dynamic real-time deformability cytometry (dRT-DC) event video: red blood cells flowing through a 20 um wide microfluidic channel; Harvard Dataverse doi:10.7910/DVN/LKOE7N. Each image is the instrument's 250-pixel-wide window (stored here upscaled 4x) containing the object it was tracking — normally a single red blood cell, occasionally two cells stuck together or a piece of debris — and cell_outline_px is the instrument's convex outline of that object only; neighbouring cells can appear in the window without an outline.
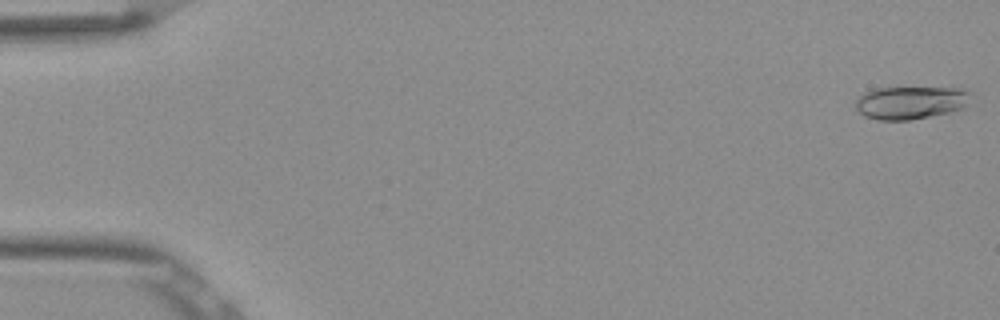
{"species": "Egyptian fruit bat (a non-hibernating species)", "species_latin": "Rousettus aegyptiacus", "temperature_condition": "room temperature", "stored_images_in_passage": 53, "camera_frame_rate_fps": 3000, "um_per_image_px": 0.085, "frame": {"image": 1, "passage_image": 1, "time_ms": 0.0, "image_size_px": [1000, 320], "cell_outline_px": [[972, 92], [964, 108], [948, 112], [908, 120], [876, 120], [864, 116], [856, 108], [856, 100], [864, 92], [876, 88], [956, 88]], "centroid_in_image_um": [77.37, 8.72], "position_along_channel_um": 7.6, "area_um2": 21.85}}
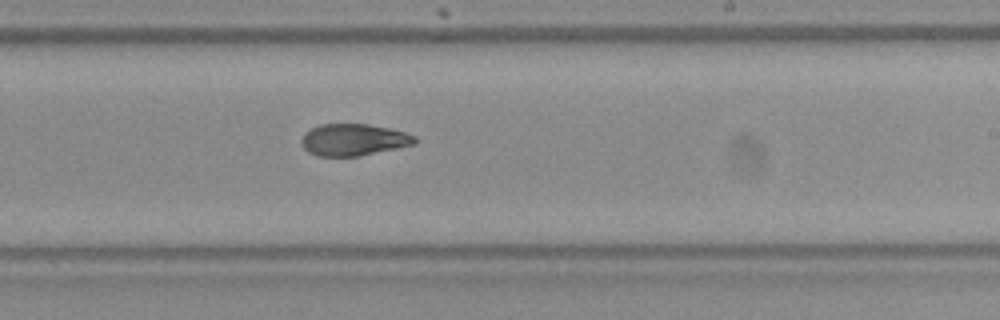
{"frame": {"image": 2, "passage_image": 32, "time_ms": 10.333, "image_size_px": [1000, 320], "cell_outline_px": [[416, 144], [360, 156], [316, 156], [308, 152], [300, 144], [300, 140], [304, 132], [320, 124], [368, 124], [388, 128], [404, 132], [416, 136]], "centroid_in_image_um": [30.02, 11.88], "position_along_channel_um": 259.0, "area_um2": 21.15}}
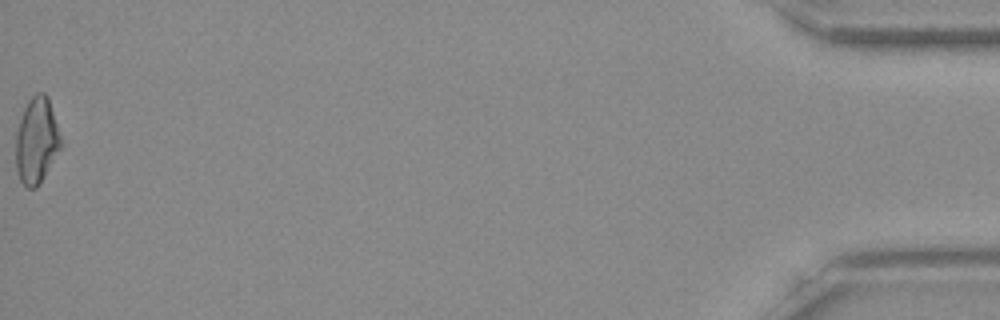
{"frame": {"image": 3, "passage_image": 53, "time_ms": 17.333, "image_size_px": [1000, 320], "cell_outline_px": [[64, 144], [44, 176], [36, 188], [28, 188], [20, 180], [16, 172], [16, 132], [24, 108], [28, 100], [36, 92], [44, 92], [48, 96]], "centroid_in_image_um": [3.13, 11.93], "position_along_channel_um": 432.1, "area_um2": 22.83}, "authors_computed_cell_mechanics": {"area_um2": 21.7906, "velocity_mm_per_s": 3.8783, "shape_relaxation_time_tau1_ms": 8.4931, "shape_relaxation_time_tau2_ms": 5.8919, "deformation_change_tau1": 0.2215, "deformation_change_tau2": 0.122}}